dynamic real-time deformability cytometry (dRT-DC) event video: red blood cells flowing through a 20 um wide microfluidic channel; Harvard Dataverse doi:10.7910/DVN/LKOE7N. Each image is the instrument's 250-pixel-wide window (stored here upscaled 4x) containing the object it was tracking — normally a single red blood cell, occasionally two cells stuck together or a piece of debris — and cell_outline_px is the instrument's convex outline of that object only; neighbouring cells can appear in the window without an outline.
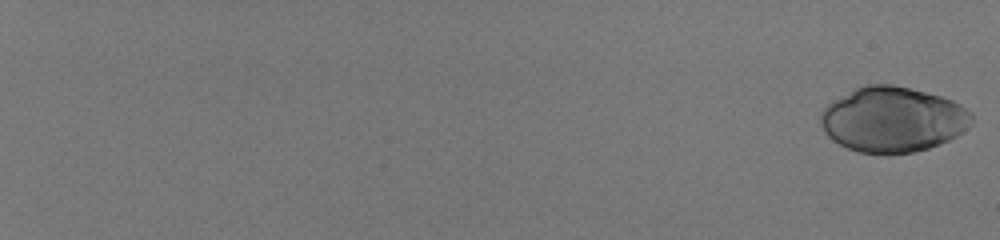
{"species": "human", "species_latin": "Homo sapiens", "temperature_condition": "room temperature", "stored_images_in_passage": 57, "camera_frame_rate_fps": 3000, "um_per_image_px": 0.085, "donor": {"sex": "male"}, "frame": {"image": 1, "passage_image": 1, "time_ms": 0.0, "image_size_px": [1000, 240], "cell_outline_px": [[972, 124], [956, 136], [948, 140], [928, 148], [912, 152], [888, 156], [884, 156], [860, 152], [848, 148], [832, 140], [824, 132], [820, 124], [820, 112], [832, 100], [856, 88], [868, 84], [892, 84], [912, 88], [940, 96], [952, 100], [960, 104], [972, 112]], "centroid_in_image_um": [75.87, 10.17], "position_along_channel_um": 9.1, "area_um2": 57.97}}
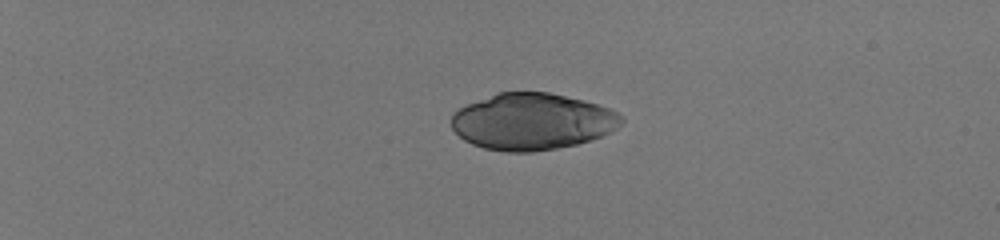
{"frame": {"image": 2, "passage_image": 17, "time_ms": 5.333, "image_size_px": [1000, 240], "cell_outline_px": [[624, 120], [612, 132], [592, 140], [576, 144], [556, 148], [532, 152], [504, 152], [484, 148], [472, 144], [464, 140], [452, 128], [452, 112], [468, 104], [496, 92], [548, 92], [584, 100], [608, 108], [624, 116]], "centroid_in_image_um": [45.24, 10.33], "position_along_channel_um": 39.8, "area_um2": 56.18}}